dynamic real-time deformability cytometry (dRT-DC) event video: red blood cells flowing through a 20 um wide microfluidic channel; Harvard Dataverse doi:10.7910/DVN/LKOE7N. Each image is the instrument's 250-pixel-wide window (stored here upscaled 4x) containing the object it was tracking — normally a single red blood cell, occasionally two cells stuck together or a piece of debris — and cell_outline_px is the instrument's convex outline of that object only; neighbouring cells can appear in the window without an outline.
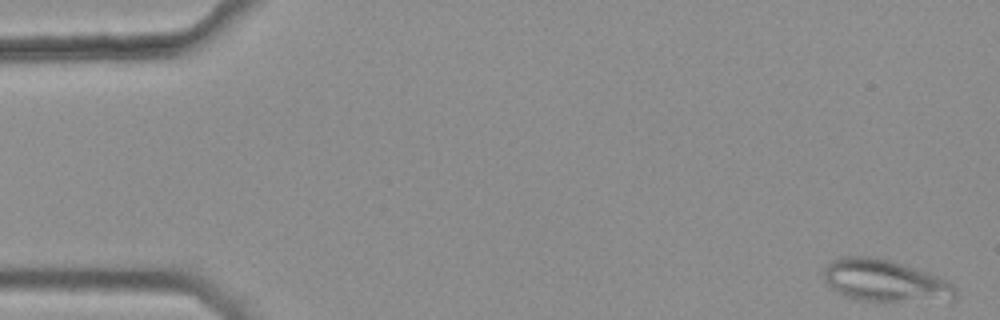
{"species": "common noctule bat (a hibernating species)", "species_latin": "Nyctalus noctula", "temperature_condition": "warm", "stored_images_in_passage": 45, "camera_frame_rate_fps": 3000, "um_per_image_px": 0.085, "animal": {"sex": "female", "body_mass_g": 25.1}, "frame": {"image": 1, "passage_image": 2, "time_ms": 0.333, "image_size_px": [1000, 320], "cell_outline_px": [[956, 300], [864, 300], [844, 296], [836, 292], [824, 280], [824, 268], [832, 260], [844, 256], [868, 256], [892, 260], [904, 264], [936, 276], [952, 284], [956, 288]], "centroid_in_image_um": [75.19, 23.84], "position_along_channel_um": 9.8, "area_um2": 31.73}}
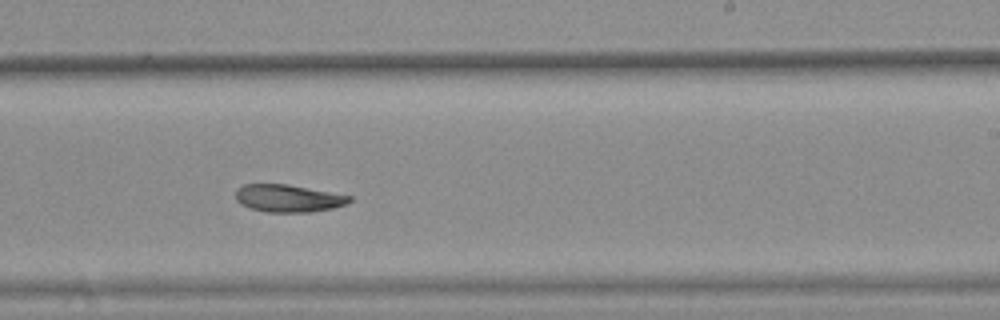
{"frame": {"image": 2, "passage_image": 33, "time_ms": 10.667, "image_size_px": [1000, 320], "cell_outline_px": [[352, 200], [344, 204], [332, 208], [312, 212], [264, 212], [240, 204], [236, 200], [236, 188], [244, 184], [288, 184], [352, 196]], "centroid_in_image_um": [24.47, 16.85], "position_along_channel_um": 264.5, "area_um2": 18.21}}
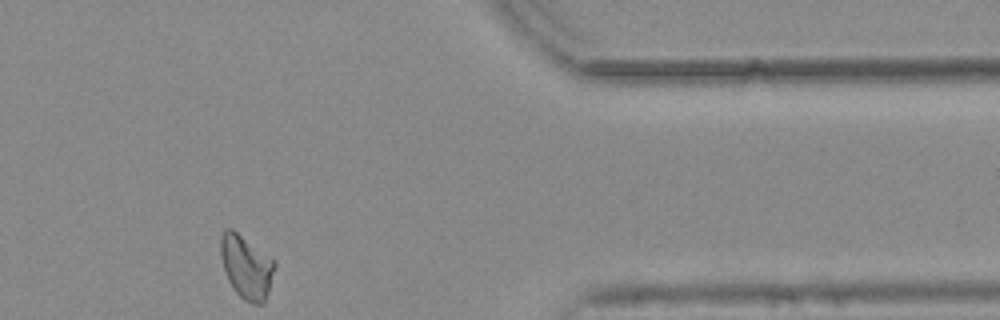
{"frame": {"image": 3, "passage_image": 45, "time_ms": 14.667, "image_size_px": [1000, 320], "cell_outline_px": [[276, 264], [268, 292], [264, 304], [252, 304], [244, 300], [236, 292], [228, 280], [224, 272], [220, 252], [220, 236], [224, 228], [232, 228], [276, 260]], "centroid_in_image_um": [20.94, 22.66], "position_along_channel_um": 390.5, "area_um2": 20.23}}